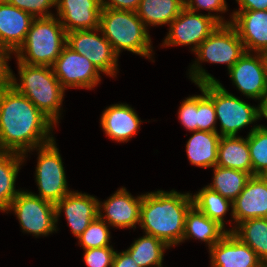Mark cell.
Wrapping results in <instances>:
<instances>
[{
	"label": "cell",
	"instance_id": "1",
	"mask_svg": "<svg viewBox=\"0 0 267 267\" xmlns=\"http://www.w3.org/2000/svg\"><path fill=\"white\" fill-rule=\"evenodd\" d=\"M55 125L11 85L0 88V151L20 154L54 140Z\"/></svg>",
	"mask_w": 267,
	"mask_h": 267
},
{
	"label": "cell",
	"instance_id": "2",
	"mask_svg": "<svg viewBox=\"0 0 267 267\" xmlns=\"http://www.w3.org/2000/svg\"><path fill=\"white\" fill-rule=\"evenodd\" d=\"M193 206L192 194L158 190L143 194L140 224L144 234L154 236L169 247L182 242L187 212Z\"/></svg>",
	"mask_w": 267,
	"mask_h": 267
},
{
	"label": "cell",
	"instance_id": "3",
	"mask_svg": "<svg viewBox=\"0 0 267 267\" xmlns=\"http://www.w3.org/2000/svg\"><path fill=\"white\" fill-rule=\"evenodd\" d=\"M20 83L9 69V85L26 96L55 126L60 119V110L65 89L50 66L28 65L17 60Z\"/></svg>",
	"mask_w": 267,
	"mask_h": 267
},
{
	"label": "cell",
	"instance_id": "4",
	"mask_svg": "<svg viewBox=\"0 0 267 267\" xmlns=\"http://www.w3.org/2000/svg\"><path fill=\"white\" fill-rule=\"evenodd\" d=\"M99 29L118 56L122 50H127L151 59L153 52L151 38L136 12L102 9Z\"/></svg>",
	"mask_w": 267,
	"mask_h": 267
},
{
	"label": "cell",
	"instance_id": "5",
	"mask_svg": "<svg viewBox=\"0 0 267 267\" xmlns=\"http://www.w3.org/2000/svg\"><path fill=\"white\" fill-rule=\"evenodd\" d=\"M246 52L244 44L231 23L219 24L218 27L193 52L197 55L189 69V78L196 85L217 82L211 74L199 65L200 61L226 63L229 70Z\"/></svg>",
	"mask_w": 267,
	"mask_h": 267
},
{
	"label": "cell",
	"instance_id": "6",
	"mask_svg": "<svg viewBox=\"0 0 267 267\" xmlns=\"http://www.w3.org/2000/svg\"><path fill=\"white\" fill-rule=\"evenodd\" d=\"M67 42V33L58 18H35L24 43L14 53L19 62L52 67Z\"/></svg>",
	"mask_w": 267,
	"mask_h": 267
},
{
	"label": "cell",
	"instance_id": "7",
	"mask_svg": "<svg viewBox=\"0 0 267 267\" xmlns=\"http://www.w3.org/2000/svg\"><path fill=\"white\" fill-rule=\"evenodd\" d=\"M197 86L202 87L213 101L216 119L220 121V136H237L239 130L259 120V106L238 99L219 81Z\"/></svg>",
	"mask_w": 267,
	"mask_h": 267
},
{
	"label": "cell",
	"instance_id": "8",
	"mask_svg": "<svg viewBox=\"0 0 267 267\" xmlns=\"http://www.w3.org/2000/svg\"><path fill=\"white\" fill-rule=\"evenodd\" d=\"M55 139L41 147L34 148L38 152V160L35 171V181L38 186L41 199L56 204L63 199L71 190H68L65 169Z\"/></svg>",
	"mask_w": 267,
	"mask_h": 267
},
{
	"label": "cell",
	"instance_id": "9",
	"mask_svg": "<svg viewBox=\"0 0 267 267\" xmlns=\"http://www.w3.org/2000/svg\"><path fill=\"white\" fill-rule=\"evenodd\" d=\"M10 210L17 216L23 232L38 237L57 231L55 204L32 192L21 190L6 212Z\"/></svg>",
	"mask_w": 267,
	"mask_h": 267
},
{
	"label": "cell",
	"instance_id": "10",
	"mask_svg": "<svg viewBox=\"0 0 267 267\" xmlns=\"http://www.w3.org/2000/svg\"><path fill=\"white\" fill-rule=\"evenodd\" d=\"M99 28L93 30H74L67 33L66 44L78 54L84 55L97 69L115 77L118 72V55L110 42L97 34Z\"/></svg>",
	"mask_w": 267,
	"mask_h": 267
},
{
	"label": "cell",
	"instance_id": "11",
	"mask_svg": "<svg viewBox=\"0 0 267 267\" xmlns=\"http://www.w3.org/2000/svg\"><path fill=\"white\" fill-rule=\"evenodd\" d=\"M61 86L70 88L92 89L100 81V71L84 55L78 54L67 44L52 66Z\"/></svg>",
	"mask_w": 267,
	"mask_h": 267
},
{
	"label": "cell",
	"instance_id": "12",
	"mask_svg": "<svg viewBox=\"0 0 267 267\" xmlns=\"http://www.w3.org/2000/svg\"><path fill=\"white\" fill-rule=\"evenodd\" d=\"M218 25L213 17L192 12L185 7L170 23L169 33L162 46L192 45L191 50L194 52Z\"/></svg>",
	"mask_w": 267,
	"mask_h": 267
},
{
	"label": "cell",
	"instance_id": "13",
	"mask_svg": "<svg viewBox=\"0 0 267 267\" xmlns=\"http://www.w3.org/2000/svg\"><path fill=\"white\" fill-rule=\"evenodd\" d=\"M255 54L245 52L228 72L243 95L261 101L267 95V62L264 53Z\"/></svg>",
	"mask_w": 267,
	"mask_h": 267
},
{
	"label": "cell",
	"instance_id": "14",
	"mask_svg": "<svg viewBox=\"0 0 267 267\" xmlns=\"http://www.w3.org/2000/svg\"><path fill=\"white\" fill-rule=\"evenodd\" d=\"M142 197L143 194L133 197L122 187L103 203L99 201L98 216L113 227L136 228L140 224Z\"/></svg>",
	"mask_w": 267,
	"mask_h": 267
},
{
	"label": "cell",
	"instance_id": "15",
	"mask_svg": "<svg viewBox=\"0 0 267 267\" xmlns=\"http://www.w3.org/2000/svg\"><path fill=\"white\" fill-rule=\"evenodd\" d=\"M99 200L86 193L71 191L55 204L56 224L62 211L65 213L68 226L78 238L90 223L99 215Z\"/></svg>",
	"mask_w": 267,
	"mask_h": 267
},
{
	"label": "cell",
	"instance_id": "16",
	"mask_svg": "<svg viewBox=\"0 0 267 267\" xmlns=\"http://www.w3.org/2000/svg\"><path fill=\"white\" fill-rule=\"evenodd\" d=\"M232 219L239 223L253 218H267V180L262 175H253L243 191L232 202Z\"/></svg>",
	"mask_w": 267,
	"mask_h": 267
},
{
	"label": "cell",
	"instance_id": "17",
	"mask_svg": "<svg viewBox=\"0 0 267 267\" xmlns=\"http://www.w3.org/2000/svg\"><path fill=\"white\" fill-rule=\"evenodd\" d=\"M232 13L231 24L246 52H267V10H236Z\"/></svg>",
	"mask_w": 267,
	"mask_h": 267
},
{
	"label": "cell",
	"instance_id": "18",
	"mask_svg": "<svg viewBox=\"0 0 267 267\" xmlns=\"http://www.w3.org/2000/svg\"><path fill=\"white\" fill-rule=\"evenodd\" d=\"M56 8L66 33L99 28L100 0H56Z\"/></svg>",
	"mask_w": 267,
	"mask_h": 267
},
{
	"label": "cell",
	"instance_id": "19",
	"mask_svg": "<svg viewBox=\"0 0 267 267\" xmlns=\"http://www.w3.org/2000/svg\"><path fill=\"white\" fill-rule=\"evenodd\" d=\"M211 267H258L262 261L255 251L233 232H228L210 249Z\"/></svg>",
	"mask_w": 267,
	"mask_h": 267
},
{
	"label": "cell",
	"instance_id": "20",
	"mask_svg": "<svg viewBox=\"0 0 267 267\" xmlns=\"http://www.w3.org/2000/svg\"><path fill=\"white\" fill-rule=\"evenodd\" d=\"M35 18L29 13L7 3H0V48L10 55L24 43Z\"/></svg>",
	"mask_w": 267,
	"mask_h": 267
},
{
	"label": "cell",
	"instance_id": "21",
	"mask_svg": "<svg viewBox=\"0 0 267 267\" xmlns=\"http://www.w3.org/2000/svg\"><path fill=\"white\" fill-rule=\"evenodd\" d=\"M140 118L134 108L128 104H112L100 118V124L106 136L117 142H128L140 129Z\"/></svg>",
	"mask_w": 267,
	"mask_h": 267
},
{
	"label": "cell",
	"instance_id": "22",
	"mask_svg": "<svg viewBox=\"0 0 267 267\" xmlns=\"http://www.w3.org/2000/svg\"><path fill=\"white\" fill-rule=\"evenodd\" d=\"M217 166L242 170L252 176V162L246 138L221 136L218 145Z\"/></svg>",
	"mask_w": 267,
	"mask_h": 267
},
{
	"label": "cell",
	"instance_id": "23",
	"mask_svg": "<svg viewBox=\"0 0 267 267\" xmlns=\"http://www.w3.org/2000/svg\"><path fill=\"white\" fill-rule=\"evenodd\" d=\"M229 230L192 206L187 212L182 242L194 238L207 243L209 249L220 241Z\"/></svg>",
	"mask_w": 267,
	"mask_h": 267
},
{
	"label": "cell",
	"instance_id": "24",
	"mask_svg": "<svg viewBox=\"0 0 267 267\" xmlns=\"http://www.w3.org/2000/svg\"><path fill=\"white\" fill-rule=\"evenodd\" d=\"M192 133L186 144L189 162L202 168L215 167L221 136L218 132L193 131Z\"/></svg>",
	"mask_w": 267,
	"mask_h": 267
},
{
	"label": "cell",
	"instance_id": "25",
	"mask_svg": "<svg viewBox=\"0 0 267 267\" xmlns=\"http://www.w3.org/2000/svg\"><path fill=\"white\" fill-rule=\"evenodd\" d=\"M23 160V154L0 151V211L6 212L20 192L15 189V182Z\"/></svg>",
	"mask_w": 267,
	"mask_h": 267
},
{
	"label": "cell",
	"instance_id": "26",
	"mask_svg": "<svg viewBox=\"0 0 267 267\" xmlns=\"http://www.w3.org/2000/svg\"><path fill=\"white\" fill-rule=\"evenodd\" d=\"M184 8L179 0H141L136 13L148 28L149 25H170Z\"/></svg>",
	"mask_w": 267,
	"mask_h": 267
},
{
	"label": "cell",
	"instance_id": "27",
	"mask_svg": "<svg viewBox=\"0 0 267 267\" xmlns=\"http://www.w3.org/2000/svg\"><path fill=\"white\" fill-rule=\"evenodd\" d=\"M229 232H233L243 243L251 247L262 262H267V218L245 220L233 226Z\"/></svg>",
	"mask_w": 267,
	"mask_h": 267
},
{
	"label": "cell",
	"instance_id": "28",
	"mask_svg": "<svg viewBox=\"0 0 267 267\" xmlns=\"http://www.w3.org/2000/svg\"><path fill=\"white\" fill-rule=\"evenodd\" d=\"M170 247L162 240L143 235L126 250L140 267H163L164 251Z\"/></svg>",
	"mask_w": 267,
	"mask_h": 267
},
{
	"label": "cell",
	"instance_id": "29",
	"mask_svg": "<svg viewBox=\"0 0 267 267\" xmlns=\"http://www.w3.org/2000/svg\"><path fill=\"white\" fill-rule=\"evenodd\" d=\"M213 182L207 185L211 190L218 192L224 198L233 202L243 191L251 175L245 171L213 167Z\"/></svg>",
	"mask_w": 267,
	"mask_h": 267
},
{
	"label": "cell",
	"instance_id": "30",
	"mask_svg": "<svg viewBox=\"0 0 267 267\" xmlns=\"http://www.w3.org/2000/svg\"><path fill=\"white\" fill-rule=\"evenodd\" d=\"M192 199L193 206L225 228L224 216L227 211L230 210V207L232 210V202L230 200L224 198L218 192L211 190L207 186L194 194Z\"/></svg>",
	"mask_w": 267,
	"mask_h": 267
},
{
	"label": "cell",
	"instance_id": "31",
	"mask_svg": "<svg viewBox=\"0 0 267 267\" xmlns=\"http://www.w3.org/2000/svg\"><path fill=\"white\" fill-rule=\"evenodd\" d=\"M248 146L252 162V176L267 172V130L254 125L248 134Z\"/></svg>",
	"mask_w": 267,
	"mask_h": 267
},
{
	"label": "cell",
	"instance_id": "32",
	"mask_svg": "<svg viewBox=\"0 0 267 267\" xmlns=\"http://www.w3.org/2000/svg\"><path fill=\"white\" fill-rule=\"evenodd\" d=\"M108 224L99 216L94 219L84 232L78 237L79 244L84 250L111 246Z\"/></svg>",
	"mask_w": 267,
	"mask_h": 267
},
{
	"label": "cell",
	"instance_id": "33",
	"mask_svg": "<svg viewBox=\"0 0 267 267\" xmlns=\"http://www.w3.org/2000/svg\"><path fill=\"white\" fill-rule=\"evenodd\" d=\"M199 89L202 95H197V131L218 132L215 126L217 119L213 101L202 87Z\"/></svg>",
	"mask_w": 267,
	"mask_h": 267
},
{
	"label": "cell",
	"instance_id": "34",
	"mask_svg": "<svg viewBox=\"0 0 267 267\" xmlns=\"http://www.w3.org/2000/svg\"><path fill=\"white\" fill-rule=\"evenodd\" d=\"M6 2L29 13L34 18L54 16L48 10L56 6V0H6Z\"/></svg>",
	"mask_w": 267,
	"mask_h": 267
},
{
	"label": "cell",
	"instance_id": "35",
	"mask_svg": "<svg viewBox=\"0 0 267 267\" xmlns=\"http://www.w3.org/2000/svg\"><path fill=\"white\" fill-rule=\"evenodd\" d=\"M84 262L87 267H112L116 251L112 246L84 250Z\"/></svg>",
	"mask_w": 267,
	"mask_h": 267
},
{
	"label": "cell",
	"instance_id": "36",
	"mask_svg": "<svg viewBox=\"0 0 267 267\" xmlns=\"http://www.w3.org/2000/svg\"><path fill=\"white\" fill-rule=\"evenodd\" d=\"M197 112V95L189 96L182 101L178 118L188 131H197Z\"/></svg>",
	"mask_w": 267,
	"mask_h": 267
},
{
	"label": "cell",
	"instance_id": "37",
	"mask_svg": "<svg viewBox=\"0 0 267 267\" xmlns=\"http://www.w3.org/2000/svg\"><path fill=\"white\" fill-rule=\"evenodd\" d=\"M185 7L192 12H197L199 9H205L209 11L207 15L213 17L219 24L231 23V21L225 22L220 15L210 14L211 11H216V13H225L228 11V6L225 0H190Z\"/></svg>",
	"mask_w": 267,
	"mask_h": 267
},
{
	"label": "cell",
	"instance_id": "38",
	"mask_svg": "<svg viewBox=\"0 0 267 267\" xmlns=\"http://www.w3.org/2000/svg\"><path fill=\"white\" fill-rule=\"evenodd\" d=\"M141 0H100L102 9H118L136 12Z\"/></svg>",
	"mask_w": 267,
	"mask_h": 267
},
{
	"label": "cell",
	"instance_id": "39",
	"mask_svg": "<svg viewBox=\"0 0 267 267\" xmlns=\"http://www.w3.org/2000/svg\"><path fill=\"white\" fill-rule=\"evenodd\" d=\"M10 54L3 48H0V88L9 84V69L8 60Z\"/></svg>",
	"mask_w": 267,
	"mask_h": 267
},
{
	"label": "cell",
	"instance_id": "40",
	"mask_svg": "<svg viewBox=\"0 0 267 267\" xmlns=\"http://www.w3.org/2000/svg\"><path fill=\"white\" fill-rule=\"evenodd\" d=\"M112 267H140L127 251L117 252L114 255Z\"/></svg>",
	"mask_w": 267,
	"mask_h": 267
},
{
	"label": "cell",
	"instance_id": "41",
	"mask_svg": "<svg viewBox=\"0 0 267 267\" xmlns=\"http://www.w3.org/2000/svg\"><path fill=\"white\" fill-rule=\"evenodd\" d=\"M238 10H267V0H236Z\"/></svg>",
	"mask_w": 267,
	"mask_h": 267
},
{
	"label": "cell",
	"instance_id": "42",
	"mask_svg": "<svg viewBox=\"0 0 267 267\" xmlns=\"http://www.w3.org/2000/svg\"><path fill=\"white\" fill-rule=\"evenodd\" d=\"M258 106H259V119H261V117H265L267 119V95L260 101V104H258ZM259 126L267 130L266 126L263 125Z\"/></svg>",
	"mask_w": 267,
	"mask_h": 267
},
{
	"label": "cell",
	"instance_id": "43",
	"mask_svg": "<svg viewBox=\"0 0 267 267\" xmlns=\"http://www.w3.org/2000/svg\"><path fill=\"white\" fill-rule=\"evenodd\" d=\"M184 6L187 5V3L190 1V0H179Z\"/></svg>",
	"mask_w": 267,
	"mask_h": 267
},
{
	"label": "cell",
	"instance_id": "44",
	"mask_svg": "<svg viewBox=\"0 0 267 267\" xmlns=\"http://www.w3.org/2000/svg\"><path fill=\"white\" fill-rule=\"evenodd\" d=\"M258 267H267V262H262Z\"/></svg>",
	"mask_w": 267,
	"mask_h": 267
},
{
	"label": "cell",
	"instance_id": "45",
	"mask_svg": "<svg viewBox=\"0 0 267 267\" xmlns=\"http://www.w3.org/2000/svg\"><path fill=\"white\" fill-rule=\"evenodd\" d=\"M264 55H265V59H266V62H267V52H265Z\"/></svg>",
	"mask_w": 267,
	"mask_h": 267
},
{
	"label": "cell",
	"instance_id": "46",
	"mask_svg": "<svg viewBox=\"0 0 267 267\" xmlns=\"http://www.w3.org/2000/svg\"><path fill=\"white\" fill-rule=\"evenodd\" d=\"M263 176L267 180V172Z\"/></svg>",
	"mask_w": 267,
	"mask_h": 267
}]
</instances>
